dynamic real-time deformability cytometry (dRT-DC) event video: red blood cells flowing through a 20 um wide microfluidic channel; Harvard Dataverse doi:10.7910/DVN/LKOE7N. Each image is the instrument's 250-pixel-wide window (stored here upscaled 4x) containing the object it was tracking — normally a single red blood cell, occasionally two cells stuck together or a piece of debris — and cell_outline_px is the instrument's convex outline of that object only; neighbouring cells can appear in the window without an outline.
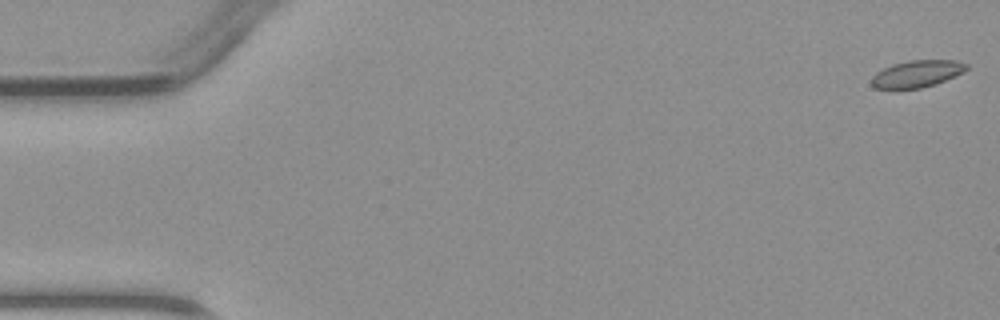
{"species": "common noctule bat (a hibernating species)", "species_latin": "Nyctalus noctula", "temperature_condition": "warm", "stored_images_in_passage": 6, "camera_frame_rate_fps": 3000, "um_per_image_px": 0.085, "animal": {"sex": "male", "body_mass_g": 23.1, "forearm_length_mm": 52.7}, "frame": {"image": 1, "passage_image": 1, "time_ms": 0.0, "image_size_px": [1000, 320], "cell_outline_px": [[968, 68], [964, 72], [956, 76], [936, 84], [920, 88], [872, 88], [872, 76], [876, 72], [892, 64], [908, 60], [956, 60], [968, 64]], "centroid_in_image_um": [77.97, 6.26], "position_along_channel_um": 7.0, "area_um2": 14.97}}
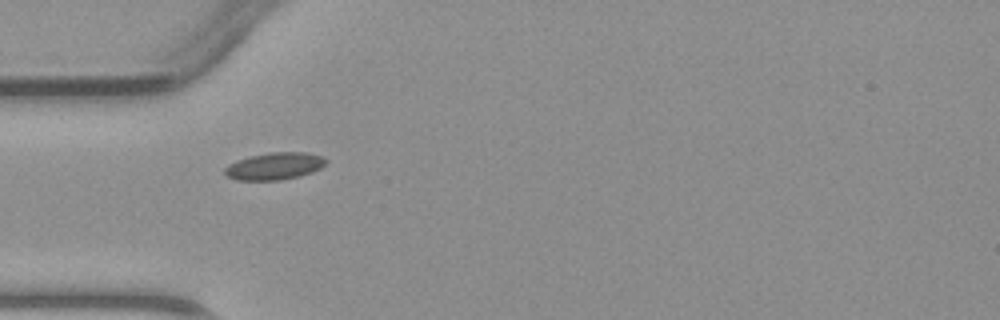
{"frame": {"image": 2, "passage_image": 5, "time_ms": 4.667, "image_size_px": [1000, 320], "cell_outline_px": [[328, 160], [320, 168], [312, 172], [300, 176], [280, 180], [236, 180], [228, 176], [224, 172], [224, 168], [228, 164], [236, 160], [248, 156], [268, 152], [308, 152], [324, 156]], "centroid_in_image_um": [23.34, 14.1], "position_along_channel_um": 61.7, "area_um2": 16.24}}
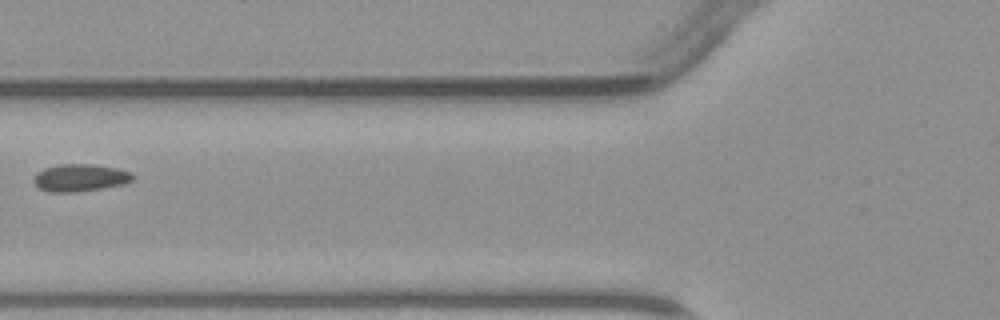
{"frame": {"image": 3, "passage_image": 6, "time_ms": 6.0, "image_size_px": [1000, 320], "cell_outline_px": [[136, 176], [132, 180], [124, 184], [80, 192], [48, 192], [40, 188], [32, 180], [36, 172], [44, 168], [60, 164], [96, 164], [116, 168], [132, 172]], "centroid_in_image_um": [6.82, 15.1], "position_along_channel_um": 119.0, "area_um2": 16.01}}